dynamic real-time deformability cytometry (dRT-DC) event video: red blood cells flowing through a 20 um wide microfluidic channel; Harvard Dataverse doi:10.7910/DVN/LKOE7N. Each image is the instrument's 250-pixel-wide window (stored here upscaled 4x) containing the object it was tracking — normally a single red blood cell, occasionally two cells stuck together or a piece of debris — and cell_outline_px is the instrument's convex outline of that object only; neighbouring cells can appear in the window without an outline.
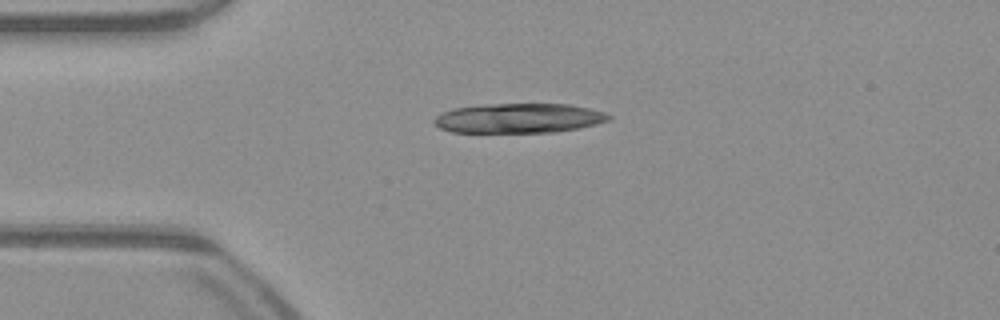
{"species": "common noctule bat (a hibernating species)", "species_latin": "Nyctalus noctula", "temperature_condition": "warm", "stored_images_in_passage": 39, "camera_frame_rate_fps": 3000, "um_per_image_px": 0.085, "animal": {"sex": "male", "body_mass_g": 23.1, "forearm_length_mm": 52.7}, "frame": {"image": 1, "passage_image": 1, "time_ms": 0.0, "image_size_px": [1000, 320], "cell_outline_px": [[612, 120], [580, 128], [556, 132], [452, 132], [440, 128], [432, 120], [440, 112], [452, 108], [484, 104], [568, 104], [588, 108], [604, 112], [612, 116]], "centroid_in_image_um": [44.1, 10.04], "position_along_channel_um": 40.9, "area_um2": 30.35}, "authors_computed_cell_mechanics": {"area_um2": 19.7098, "velocity_mm_per_s": 4.0808, "shape_relaxation_time_tau1_ms": 0.4225, "shape_relaxation_time_tau2_ms": 2.9055, "deformation_change_tau1": 0.2563, "deformation_change_tau2": 0.1107}}